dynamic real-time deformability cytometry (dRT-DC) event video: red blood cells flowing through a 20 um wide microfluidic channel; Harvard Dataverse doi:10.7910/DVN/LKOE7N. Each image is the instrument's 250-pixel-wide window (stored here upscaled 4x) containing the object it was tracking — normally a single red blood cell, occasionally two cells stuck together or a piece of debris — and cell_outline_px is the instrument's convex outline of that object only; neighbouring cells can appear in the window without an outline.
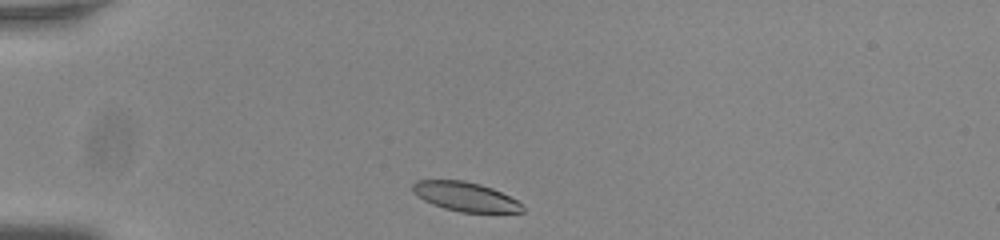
{"species": "common noctule bat (a hibernating species)", "species_latin": "Nyctalus noctula", "temperature_condition": "room temperature", "stored_images_in_passage": 36, "camera_frame_rate_fps": 3000, "um_per_image_px": 0.085, "animal": {"sex": "male", "body_mass_g": 20.0, "forearm_length_mm": 53.3}, "frame": {"image": 1, "passage_image": 2, "time_ms": 0.333, "image_size_px": [1000, 240], "cell_outline_px": [[524, 212], [460, 212], [444, 208], [432, 204], [416, 196], [412, 192], [412, 184], [416, 180], [464, 180], [480, 184], [492, 188], [524, 204]], "centroid_in_image_um": [39.53, 16.71], "position_along_channel_um": 45.5, "area_um2": 18.73}}
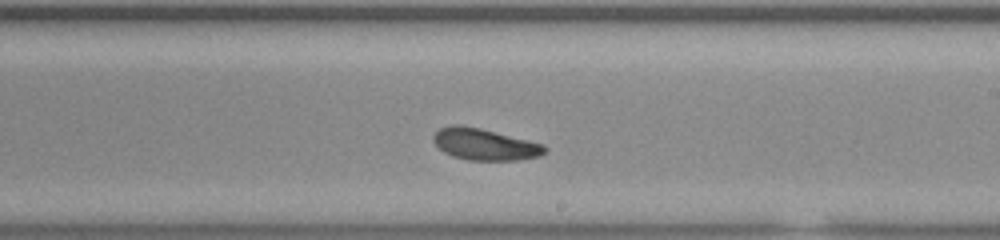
{"frame": {"image": 2, "passage_image": 21, "time_ms": 6.667, "image_size_px": [1000, 240], "cell_outline_px": [[548, 148], [540, 156], [516, 160], [468, 160], [452, 156], [444, 152], [432, 140], [432, 136], [440, 128], [452, 124], [460, 124], [480, 128], [544, 144]], "centroid_in_image_um": [41.18, 12.26], "position_along_channel_um": 247.8, "area_um2": 20.46}}
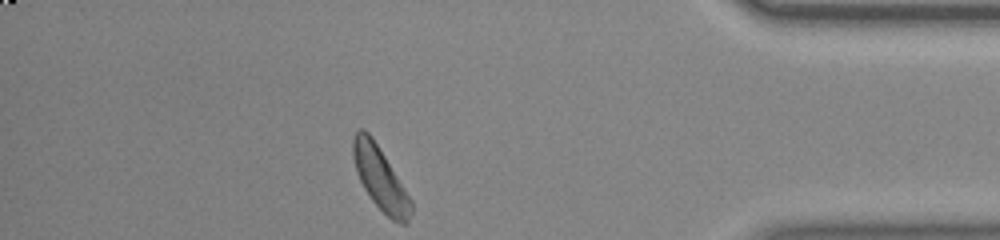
{"frame": {"image": 3, "passage_image": 36, "time_ms": 11.667, "image_size_px": [1000, 240], "cell_outline_px": [[412, 212], [408, 220], [404, 224], [400, 224], [392, 220], [372, 200], [364, 188], [356, 172], [352, 156], [352, 140], [356, 132], [360, 128], [364, 128], [372, 136], [412, 200]], "centroid_in_image_um": [32.3, 15.14], "position_along_channel_um": 402.9, "area_um2": 21.1}, "authors_computed_cell_mechanics": {"area_um2": 20.4612, "velocity_mm_per_s": 3.7395, "shape_relaxation_time_tau1_ms": 4.8403, "shape_relaxation_time_tau2_ms": 6.6213, "deformation_change_tau1": 0.1136, "deformation_change_tau2": 0.1286}}